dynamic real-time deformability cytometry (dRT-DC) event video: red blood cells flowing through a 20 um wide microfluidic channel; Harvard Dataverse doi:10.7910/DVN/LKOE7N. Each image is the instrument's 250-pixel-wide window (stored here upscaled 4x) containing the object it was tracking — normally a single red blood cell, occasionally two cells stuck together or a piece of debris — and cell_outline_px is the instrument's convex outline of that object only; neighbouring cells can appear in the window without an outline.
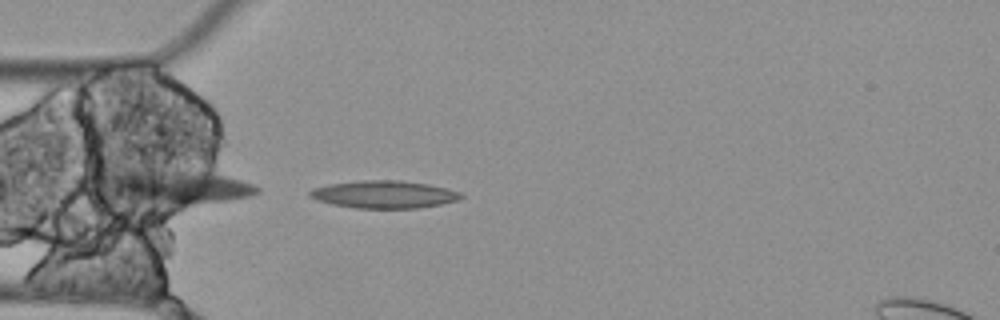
{"species": "Egyptian fruit bat (a non-hibernating species)", "species_latin": "Rousettus aegyptiacus", "temperature_condition": "cold", "stored_images_in_passage": 4, "camera_frame_rate_fps": 3000, "um_per_image_px": 0.085, "animal": {"sex": "female"}, "frame": {"image": 1, "passage_image": 4, "time_ms": 1.0, "image_size_px": [1000, 320], "cell_outline_px": [[464, 196], [460, 200], [420, 208], [356, 208], [332, 204], [316, 200], [308, 196], [308, 192], [312, 188], [328, 184], [360, 180], [400, 180], [428, 184], [460, 192]], "centroid_in_image_um": [32.62, 16.52], "position_along_channel_um": 52.4, "area_um2": 24.39}}